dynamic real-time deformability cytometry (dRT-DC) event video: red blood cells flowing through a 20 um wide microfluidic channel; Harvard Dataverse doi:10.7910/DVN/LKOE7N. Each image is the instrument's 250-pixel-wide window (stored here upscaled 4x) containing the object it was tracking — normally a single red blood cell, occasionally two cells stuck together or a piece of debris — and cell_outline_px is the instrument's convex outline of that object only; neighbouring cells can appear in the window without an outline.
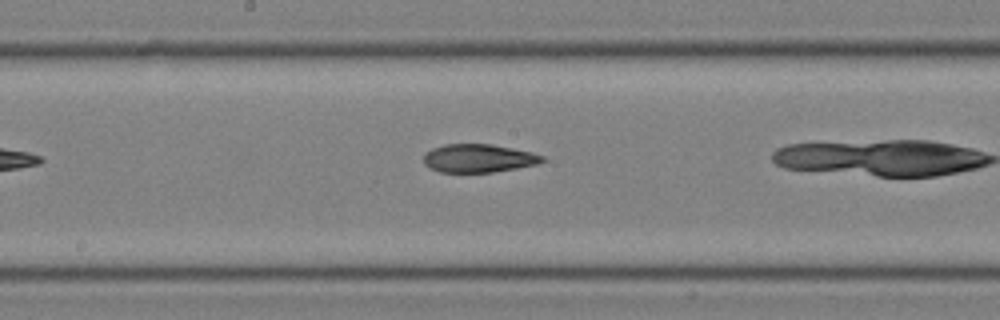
{"species": "common noctule bat (a hibernating species)", "species_latin": "Nyctalus noctula", "temperature_condition": "room temperature", "stored_images_in_passage": 20, "camera_frame_rate_fps": 3000, "um_per_image_px": 0.085, "animal": {"sex": "male", "body_mass_g": 19.0, "forearm_length_mm": 50.8}, "frame": {"image": 1, "passage_image": 9, "time_ms": 2.667, "image_size_px": [1000, 320], "cell_outline_px": [[544, 160], [536, 164], [516, 168], [492, 172], [440, 172], [424, 164], [424, 152], [432, 148], [444, 144], [492, 144], [532, 152], [544, 156]], "centroid_in_image_um": [40.65, 13.44], "position_along_channel_um": 207.5, "area_um2": 19.48}}